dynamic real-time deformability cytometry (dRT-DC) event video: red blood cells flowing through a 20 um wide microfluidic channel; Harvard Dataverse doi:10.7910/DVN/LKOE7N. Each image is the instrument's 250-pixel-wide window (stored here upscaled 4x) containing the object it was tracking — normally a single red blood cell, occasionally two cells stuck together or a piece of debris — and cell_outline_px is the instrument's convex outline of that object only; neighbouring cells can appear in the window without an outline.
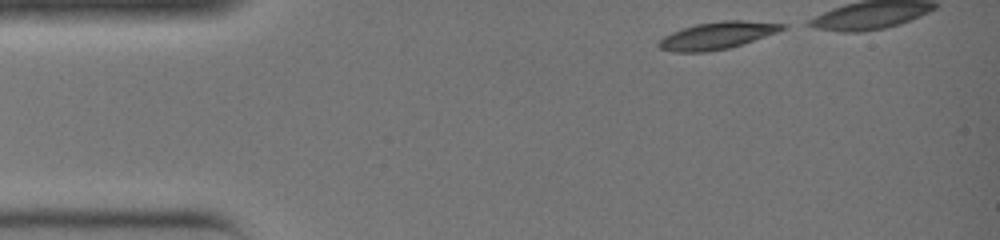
{"species": "common noctule bat (a hibernating species)", "species_latin": "Nyctalus noctula", "temperature_condition": "warm", "stored_images_in_passage": 28, "camera_frame_rate_fps": 3000, "um_per_image_px": 0.085, "animal": {"sex": "female", "body_mass_g": 19.0, "forearm_length_mm": 51.5}, "frame": {"image": 1, "passage_image": 1, "time_ms": 0.0, "image_size_px": [1000, 240], "cell_outline_px": [[788, 28], [728, 48], [708, 52], [672, 52], [660, 48], [656, 44], [664, 36], [672, 32], [696, 24], [724, 20], [744, 20], [788, 24]], "centroid_in_image_um": [60.95, 3.01], "position_along_channel_um": 24.0, "area_um2": 19.42}}
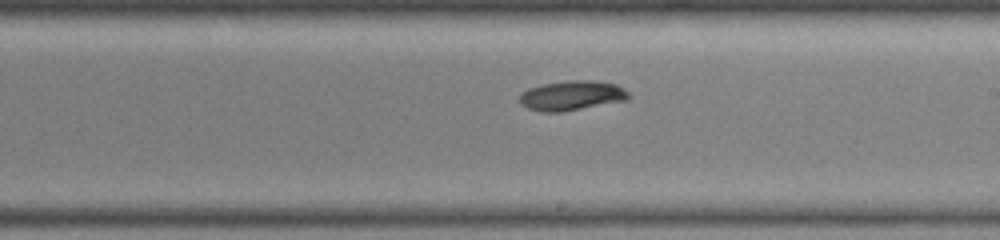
{"frame": {"image": 2, "passage_image": 17, "time_ms": 5.333, "image_size_px": [1000, 240], "cell_outline_px": [[632, 96], [628, 100], [560, 112], [540, 112], [528, 108], [520, 104], [520, 92], [528, 88], [540, 84], [564, 80], [596, 80], [616, 84], [624, 88]], "centroid_in_image_um": [48.6, 8.11], "position_along_channel_um": 240.4, "area_um2": 19.25}}
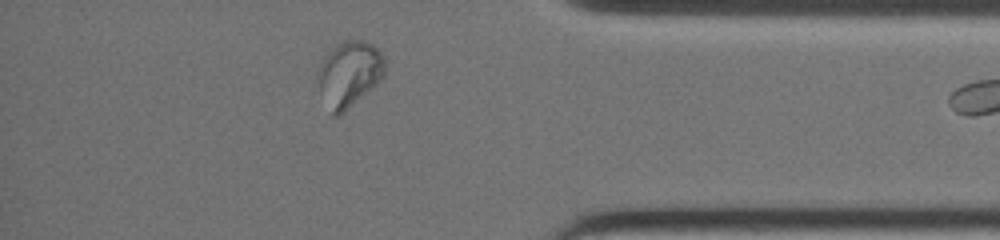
{"frame": {"image": 3, "passage_image": 27, "time_ms": 8.667, "image_size_px": [1000, 240], "cell_outline_px": [[384, 76], [380, 80], [340, 116], [332, 116], [316, 80], [316, 72], [320, 60], [328, 48], [344, 40], [364, 40], [372, 44], [384, 56]], "centroid_in_image_um": [29.63, 6.24], "position_along_channel_um": 405.6, "area_um2": 25.95}}